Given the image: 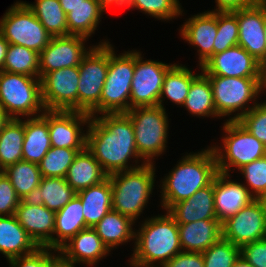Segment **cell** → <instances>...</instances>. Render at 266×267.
Instances as JSON below:
<instances>
[{"label":"cell","mask_w":266,"mask_h":267,"mask_svg":"<svg viewBox=\"0 0 266 267\" xmlns=\"http://www.w3.org/2000/svg\"><path fill=\"white\" fill-rule=\"evenodd\" d=\"M0 33L9 42L40 53L52 36L26 5L17 1L6 10L0 19Z\"/></svg>","instance_id":"obj_10"},{"label":"cell","mask_w":266,"mask_h":267,"mask_svg":"<svg viewBox=\"0 0 266 267\" xmlns=\"http://www.w3.org/2000/svg\"><path fill=\"white\" fill-rule=\"evenodd\" d=\"M143 59L141 52L135 50V70L131 82L130 109L158 106L164 77L174 65L151 59L144 61Z\"/></svg>","instance_id":"obj_12"},{"label":"cell","mask_w":266,"mask_h":267,"mask_svg":"<svg viewBox=\"0 0 266 267\" xmlns=\"http://www.w3.org/2000/svg\"><path fill=\"white\" fill-rule=\"evenodd\" d=\"M207 77L211 83L217 116L223 118L231 115L226 121H238L258 104L257 98L263 93L261 77ZM250 102L252 106L248 105Z\"/></svg>","instance_id":"obj_6"},{"label":"cell","mask_w":266,"mask_h":267,"mask_svg":"<svg viewBox=\"0 0 266 267\" xmlns=\"http://www.w3.org/2000/svg\"><path fill=\"white\" fill-rule=\"evenodd\" d=\"M266 237V204L255 199L222 222V238L237 247Z\"/></svg>","instance_id":"obj_14"},{"label":"cell","mask_w":266,"mask_h":267,"mask_svg":"<svg viewBox=\"0 0 266 267\" xmlns=\"http://www.w3.org/2000/svg\"><path fill=\"white\" fill-rule=\"evenodd\" d=\"M199 69L206 76L261 77L258 60L239 45L213 54Z\"/></svg>","instance_id":"obj_17"},{"label":"cell","mask_w":266,"mask_h":267,"mask_svg":"<svg viewBox=\"0 0 266 267\" xmlns=\"http://www.w3.org/2000/svg\"><path fill=\"white\" fill-rule=\"evenodd\" d=\"M8 47H9V42L0 33V71L3 70Z\"/></svg>","instance_id":"obj_50"},{"label":"cell","mask_w":266,"mask_h":267,"mask_svg":"<svg viewBox=\"0 0 266 267\" xmlns=\"http://www.w3.org/2000/svg\"><path fill=\"white\" fill-rule=\"evenodd\" d=\"M130 267H138V266H135V265H133V264H128Z\"/></svg>","instance_id":"obj_60"},{"label":"cell","mask_w":266,"mask_h":267,"mask_svg":"<svg viewBox=\"0 0 266 267\" xmlns=\"http://www.w3.org/2000/svg\"><path fill=\"white\" fill-rule=\"evenodd\" d=\"M86 228L82 202L80 197L75 195L62 209L56 212L52 249L59 250L79 231Z\"/></svg>","instance_id":"obj_28"},{"label":"cell","mask_w":266,"mask_h":267,"mask_svg":"<svg viewBox=\"0 0 266 267\" xmlns=\"http://www.w3.org/2000/svg\"><path fill=\"white\" fill-rule=\"evenodd\" d=\"M86 133V148L108 175L146 164L140 160L132 121L126 113L91 117ZM132 158L135 164H130Z\"/></svg>","instance_id":"obj_1"},{"label":"cell","mask_w":266,"mask_h":267,"mask_svg":"<svg viewBox=\"0 0 266 267\" xmlns=\"http://www.w3.org/2000/svg\"><path fill=\"white\" fill-rule=\"evenodd\" d=\"M91 115L80 111H48L51 147L84 149Z\"/></svg>","instance_id":"obj_16"},{"label":"cell","mask_w":266,"mask_h":267,"mask_svg":"<svg viewBox=\"0 0 266 267\" xmlns=\"http://www.w3.org/2000/svg\"><path fill=\"white\" fill-rule=\"evenodd\" d=\"M199 74V71L195 74V72L193 73L192 69H189L187 66L174 63L164 77L158 106L164 108L163 101L167 98L172 103L182 107L192 81Z\"/></svg>","instance_id":"obj_32"},{"label":"cell","mask_w":266,"mask_h":267,"mask_svg":"<svg viewBox=\"0 0 266 267\" xmlns=\"http://www.w3.org/2000/svg\"><path fill=\"white\" fill-rule=\"evenodd\" d=\"M54 267H75V266L66 265L63 264L61 261H59Z\"/></svg>","instance_id":"obj_57"},{"label":"cell","mask_w":266,"mask_h":267,"mask_svg":"<svg viewBox=\"0 0 266 267\" xmlns=\"http://www.w3.org/2000/svg\"><path fill=\"white\" fill-rule=\"evenodd\" d=\"M109 8L112 6L121 7L125 0H102Z\"/></svg>","instance_id":"obj_55"},{"label":"cell","mask_w":266,"mask_h":267,"mask_svg":"<svg viewBox=\"0 0 266 267\" xmlns=\"http://www.w3.org/2000/svg\"><path fill=\"white\" fill-rule=\"evenodd\" d=\"M240 255L255 267H266V237L243 245Z\"/></svg>","instance_id":"obj_47"},{"label":"cell","mask_w":266,"mask_h":267,"mask_svg":"<svg viewBox=\"0 0 266 267\" xmlns=\"http://www.w3.org/2000/svg\"><path fill=\"white\" fill-rule=\"evenodd\" d=\"M230 178L219 171L214 177L215 214L221 223L255 200L243 183Z\"/></svg>","instance_id":"obj_22"},{"label":"cell","mask_w":266,"mask_h":267,"mask_svg":"<svg viewBox=\"0 0 266 267\" xmlns=\"http://www.w3.org/2000/svg\"><path fill=\"white\" fill-rule=\"evenodd\" d=\"M58 251L63 264L76 266L82 263L88 267L95 266L111 252L93 228L79 231Z\"/></svg>","instance_id":"obj_18"},{"label":"cell","mask_w":266,"mask_h":267,"mask_svg":"<svg viewBox=\"0 0 266 267\" xmlns=\"http://www.w3.org/2000/svg\"><path fill=\"white\" fill-rule=\"evenodd\" d=\"M109 41L101 40L78 66V111L90 113L99 103L109 68Z\"/></svg>","instance_id":"obj_11"},{"label":"cell","mask_w":266,"mask_h":267,"mask_svg":"<svg viewBox=\"0 0 266 267\" xmlns=\"http://www.w3.org/2000/svg\"><path fill=\"white\" fill-rule=\"evenodd\" d=\"M3 172H4V169L0 165V173H3Z\"/></svg>","instance_id":"obj_59"},{"label":"cell","mask_w":266,"mask_h":267,"mask_svg":"<svg viewBox=\"0 0 266 267\" xmlns=\"http://www.w3.org/2000/svg\"><path fill=\"white\" fill-rule=\"evenodd\" d=\"M109 7L102 0H85L66 14L68 35L90 38L99 26L103 12Z\"/></svg>","instance_id":"obj_31"},{"label":"cell","mask_w":266,"mask_h":267,"mask_svg":"<svg viewBox=\"0 0 266 267\" xmlns=\"http://www.w3.org/2000/svg\"><path fill=\"white\" fill-rule=\"evenodd\" d=\"M180 27V36L188 44L196 47L201 67L212 55L217 35V12L205 11L191 16Z\"/></svg>","instance_id":"obj_21"},{"label":"cell","mask_w":266,"mask_h":267,"mask_svg":"<svg viewBox=\"0 0 266 267\" xmlns=\"http://www.w3.org/2000/svg\"><path fill=\"white\" fill-rule=\"evenodd\" d=\"M254 1L259 3H266V0H254Z\"/></svg>","instance_id":"obj_58"},{"label":"cell","mask_w":266,"mask_h":267,"mask_svg":"<svg viewBox=\"0 0 266 267\" xmlns=\"http://www.w3.org/2000/svg\"><path fill=\"white\" fill-rule=\"evenodd\" d=\"M109 43V68L100 103L89 113L96 117L104 113H127L130 110L131 82L135 70V50L115 53Z\"/></svg>","instance_id":"obj_5"},{"label":"cell","mask_w":266,"mask_h":267,"mask_svg":"<svg viewBox=\"0 0 266 267\" xmlns=\"http://www.w3.org/2000/svg\"><path fill=\"white\" fill-rule=\"evenodd\" d=\"M0 106L10 118L40 116L45 111L40 78L0 71Z\"/></svg>","instance_id":"obj_8"},{"label":"cell","mask_w":266,"mask_h":267,"mask_svg":"<svg viewBox=\"0 0 266 267\" xmlns=\"http://www.w3.org/2000/svg\"><path fill=\"white\" fill-rule=\"evenodd\" d=\"M52 37L67 36V17L59 0H36L26 3Z\"/></svg>","instance_id":"obj_37"},{"label":"cell","mask_w":266,"mask_h":267,"mask_svg":"<svg viewBox=\"0 0 266 267\" xmlns=\"http://www.w3.org/2000/svg\"><path fill=\"white\" fill-rule=\"evenodd\" d=\"M217 163L213 149L187 153L160 180V205L167 211L173 204L193 196L199 189L208 186L217 174Z\"/></svg>","instance_id":"obj_2"},{"label":"cell","mask_w":266,"mask_h":267,"mask_svg":"<svg viewBox=\"0 0 266 267\" xmlns=\"http://www.w3.org/2000/svg\"><path fill=\"white\" fill-rule=\"evenodd\" d=\"M155 169L154 164H144L108 175L112 189V210L136 222L153 193Z\"/></svg>","instance_id":"obj_4"},{"label":"cell","mask_w":266,"mask_h":267,"mask_svg":"<svg viewBox=\"0 0 266 267\" xmlns=\"http://www.w3.org/2000/svg\"><path fill=\"white\" fill-rule=\"evenodd\" d=\"M7 261L9 262V267H54L60 259L58 250L39 247L31 254Z\"/></svg>","instance_id":"obj_44"},{"label":"cell","mask_w":266,"mask_h":267,"mask_svg":"<svg viewBox=\"0 0 266 267\" xmlns=\"http://www.w3.org/2000/svg\"><path fill=\"white\" fill-rule=\"evenodd\" d=\"M182 107L193 116L218 118L209 78L202 72L192 81Z\"/></svg>","instance_id":"obj_34"},{"label":"cell","mask_w":266,"mask_h":267,"mask_svg":"<svg viewBox=\"0 0 266 267\" xmlns=\"http://www.w3.org/2000/svg\"><path fill=\"white\" fill-rule=\"evenodd\" d=\"M134 8L158 20L170 21L183 16V7L179 0H125L121 8Z\"/></svg>","instance_id":"obj_39"},{"label":"cell","mask_w":266,"mask_h":267,"mask_svg":"<svg viewBox=\"0 0 266 267\" xmlns=\"http://www.w3.org/2000/svg\"><path fill=\"white\" fill-rule=\"evenodd\" d=\"M21 199L18 197L9 178L3 173H0V216L15 215Z\"/></svg>","instance_id":"obj_46"},{"label":"cell","mask_w":266,"mask_h":267,"mask_svg":"<svg viewBox=\"0 0 266 267\" xmlns=\"http://www.w3.org/2000/svg\"><path fill=\"white\" fill-rule=\"evenodd\" d=\"M182 251L204 252L222 238V223L218 219H205L178 224Z\"/></svg>","instance_id":"obj_24"},{"label":"cell","mask_w":266,"mask_h":267,"mask_svg":"<svg viewBox=\"0 0 266 267\" xmlns=\"http://www.w3.org/2000/svg\"><path fill=\"white\" fill-rule=\"evenodd\" d=\"M56 212L30 199L21 200L15 211L19 224L39 247L52 249Z\"/></svg>","instance_id":"obj_20"},{"label":"cell","mask_w":266,"mask_h":267,"mask_svg":"<svg viewBox=\"0 0 266 267\" xmlns=\"http://www.w3.org/2000/svg\"><path fill=\"white\" fill-rule=\"evenodd\" d=\"M240 174L245 178L244 186L255 197H266V155L240 168Z\"/></svg>","instance_id":"obj_43"},{"label":"cell","mask_w":266,"mask_h":267,"mask_svg":"<svg viewBox=\"0 0 266 267\" xmlns=\"http://www.w3.org/2000/svg\"><path fill=\"white\" fill-rule=\"evenodd\" d=\"M254 0H215L216 12H233L250 6Z\"/></svg>","instance_id":"obj_49"},{"label":"cell","mask_w":266,"mask_h":267,"mask_svg":"<svg viewBox=\"0 0 266 267\" xmlns=\"http://www.w3.org/2000/svg\"><path fill=\"white\" fill-rule=\"evenodd\" d=\"M83 149L51 147L39 163L42 177L65 178L75 157Z\"/></svg>","instance_id":"obj_40"},{"label":"cell","mask_w":266,"mask_h":267,"mask_svg":"<svg viewBox=\"0 0 266 267\" xmlns=\"http://www.w3.org/2000/svg\"><path fill=\"white\" fill-rule=\"evenodd\" d=\"M23 140V118H10L0 132V165L3 169L23 160Z\"/></svg>","instance_id":"obj_35"},{"label":"cell","mask_w":266,"mask_h":267,"mask_svg":"<svg viewBox=\"0 0 266 267\" xmlns=\"http://www.w3.org/2000/svg\"><path fill=\"white\" fill-rule=\"evenodd\" d=\"M261 85L264 93L266 90V65L261 69Z\"/></svg>","instance_id":"obj_56"},{"label":"cell","mask_w":266,"mask_h":267,"mask_svg":"<svg viewBox=\"0 0 266 267\" xmlns=\"http://www.w3.org/2000/svg\"><path fill=\"white\" fill-rule=\"evenodd\" d=\"M135 223L130 217L110 210L93 229L111 251L119 245L135 241Z\"/></svg>","instance_id":"obj_29"},{"label":"cell","mask_w":266,"mask_h":267,"mask_svg":"<svg viewBox=\"0 0 266 267\" xmlns=\"http://www.w3.org/2000/svg\"><path fill=\"white\" fill-rule=\"evenodd\" d=\"M238 122L266 146V100L259 102Z\"/></svg>","instance_id":"obj_45"},{"label":"cell","mask_w":266,"mask_h":267,"mask_svg":"<svg viewBox=\"0 0 266 267\" xmlns=\"http://www.w3.org/2000/svg\"><path fill=\"white\" fill-rule=\"evenodd\" d=\"M163 267H205L201 252L181 251L169 260Z\"/></svg>","instance_id":"obj_48"},{"label":"cell","mask_w":266,"mask_h":267,"mask_svg":"<svg viewBox=\"0 0 266 267\" xmlns=\"http://www.w3.org/2000/svg\"><path fill=\"white\" fill-rule=\"evenodd\" d=\"M38 248L15 215L0 216V253L7 260L31 254Z\"/></svg>","instance_id":"obj_26"},{"label":"cell","mask_w":266,"mask_h":267,"mask_svg":"<svg viewBox=\"0 0 266 267\" xmlns=\"http://www.w3.org/2000/svg\"><path fill=\"white\" fill-rule=\"evenodd\" d=\"M2 71L39 78V53L21 45L9 44Z\"/></svg>","instance_id":"obj_38"},{"label":"cell","mask_w":266,"mask_h":267,"mask_svg":"<svg viewBox=\"0 0 266 267\" xmlns=\"http://www.w3.org/2000/svg\"><path fill=\"white\" fill-rule=\"evenodd\" d=\"M238 31L237 16L233 12H217V35L213 44V54L238 45Z\"/></svg>","instance_id":"obj_41"},{"label":"cell","mask_w":266,"mask_h":267,"mask_svg":"<svg viewBox=\"0 0 266 267\" xmlns=\"http://www.w3.org/2000/svg\"><path fill=\"white\" fill-rule=\"evenodd\" d=\"M40 82L45 110L78 111V66L48 72Z\"/></svg>","instance_id":"obj_13"},{"label":"cell","mask_w":266,"mask_h":267,"mask_svg":"<svg viewBox=\"0 0 266 267\" xmlns=\"http://www.w3.org/2000/svg\"><path fill=\"white\" fill-rule=\"evenodd\" d=\"M10 117L4 112V109L0 106V132L4 125L9 121Z\"/></svg>","instance_id":"obj_52"},{"label":"cell","mask_w":266,"mask_h":267,"mask_svg":"<svg viewBox=\"0 0 266 267\" xmlns=\"http://www.w3.org/2000/svg\"><path fill=\"white\" fill-rule=\"evenodd\" d=\"M232 267H255L249 262H247L241 255L239 258L235 261L234 265Z\"/></svg>","instance_id":"obj_53"},{"label":"cell","mask_w":266,"mask_h":267,"mask_svg":"<svg viewBox=\"0 0 266 267\" xmlns=\"http://www.w3.org/2000/svg\"><path fill=\"white\" fill-rule=\"evenodd\" d=\"M86 40L88 38L78 35L52 37L39 53V78L54 70L79 66L94 47H85Z\"/></svg>","instance_id":"obj_15"},{"label":"cell","mask_w":266,"mask_h":267,"mask_svg":"<svg viewBox=\"0 0 266 267\" xmlns=\"http://www.w3.org/2000/svg\"><path fill=\"white\" fill-rule=\"evenodd\" d=\"M75 195L77 193L68 185L65 178L42 177L39 187L34 191L30 200L57 212Z\"/></svg>","instance_id":"obj_33"},{"label":"cell","mask_w":266,"mask_h":267,"mask_svg":"<svg viewBox=\"0 0 266 267\" xmlns=\"http://www.w3.org/2000/svg\"><path fill=\"white\" fill-rule=\"evenodd\" d=\"M264 31H265V48L263 56L258 60L259 66L261 69L266 65V18H265V25H264Z\"/></svg>","instance_id":"obj_54"},{"label":"cell","mask_w":266,"mask_h":267,"mask_svg":"<svg viewBox=\"0 0 266 267\" xmlns=\"http://www.w3.org/2000/svg\"><path fill=\"white\" fill-rule=\"evenodd\" d=\"M77 195L82 202L87 228H93L112 210V189L109 178L98 185L77 192Z\"/></svg>","instance_id":"obj_30"},{"label":"cell","mask_w":266,"mask_h":267,"mask_svg":"<svg viewBox=\"0 0 266 267\" xmlns=\"http://www.w3.org/2000/svg\"><path fill=\"white\" fill-rule=\"evenodd\" d=\"M167 212L177 224H187L205 219H217L214 205V179L190 198L173 204Z\"/></svg>","instance_id":"obj_23"},{"label":"cell","mask_w":266,"mask_h":267,"mask_svg":"<svg viewBox=\"0 0 266 267\" xmlns=\"http://www.w3.org/2000/svg\"><path fill=\"white\" fill-rule=\"evenodd\" d=\"M134 128L135 144L140 158L146 164L166 152L169 120L161 106L134 107L126 113Z\"/></svg>","instance_id":"obj_7"},{"label":"cell","mask_w":266,"mask_h":267,"mask_svg":"<svg viewBox=\"0 0 266 267\" xmlns=\"http://www.w3.org/2000/svg\"><path fill=\"white\" fill-rule=\"evenodd\" d=\"M233 13L238 20V45L259 60L265 48L266 3L254 1L250 6Z\"/></svg>","instance_id":"obj_19"},{"label":"cell","mask_w":266,"mask_h":267,"mask_svg":"<svg viewBox=\"0 0 266 267\" xmlns=\"http://www.w3.org/2000/svg\"><path fill=\"white\" fill-rule=\"evenodd\" d=\"M222 130L224 135L221 138V146H210L214 151L219 172L230 174L232 167V170H239L266 155V146L238 121H225Z\"/></svg>","instance_id":"obj_9"},{"label":"cell","mask_w":266,"mask_h":267,"mask_svg":"<svg viewBox=\"0 0 266 267\" xmlns=\"http://www.w3.org/2000/svg\"><path fill=\"white\" fill-rule=\"evenodd\" d=\"M139 225L128 263L138 267H163L182 251L178 224L167 211L164 215L147 218Z\"/></svg>","instance_id":"obj_3"},{"label":"cell","mask_w":266,"mask_h":267,"mask_svg":"<svg viewBox=\"0 0 266 267\" xmlns=\"http://www.w3.org/2000/svg\"><path fill=\"white\" fill-rule=\"evenodd\" d=\"M202 255L205 267H232L240 256V247L221 238Z\"/></svg>","instance_id":"obj_42"},{"label":"cell","mask_w":266,"mask_h":267,"mask_svg":"<svg viewBox=\"0 0 266 267\" xmlns=\"http://www.w3.org/2000/svg\"><path fill=\"white\" fill-rule=\"evenodd\" d=\"M23 160L39 164L51 148L48 130V110L40 116L23 118Z\"/></svg>","instance_id":"obj_25"},{"label":"cell","mask_w":266,"mask_h":267,"mask_svg":"<svg viewBox=\"0 0 266 267\" xmlns=\"http://www.w3.org/2000/svg\"><path fill=\"white\" fill-rule=\"evenodd\" d=\"M107 178L108 174L86 147L79 151L65 177L68 185L76 193L98 185Z\"/></svg>","instance_id":"obj_27"},{"label":"cell","mask_w":266,"mask_h":267,"mask_svg":"<svg viewBox=\"0 0 266 267\" xmlns=\"http://www.w3.org/2000/svg\"><path fill=\"white\" fill-rule=\"evenodd\" d=\"M85 0H59L62 9L66 14L73 11V8L84 3Z\"/></svg>","instance_id":"obj_51"},{"label":"cell","mask_w":266,"mask_h":267,"mask_svg":"<svg viewBox=\"0 0 266 267\" xmlns=\"http://www.w3.org/2000/svg\"><path fill=\"white\" fill-rule=\"evenodd\" d=\"M4 174L9 178L21 200H28L32 197L42 178L39 164L24 160L7 166Z\"/></svg>","instance_id":"obj_36"}]
</instances>
